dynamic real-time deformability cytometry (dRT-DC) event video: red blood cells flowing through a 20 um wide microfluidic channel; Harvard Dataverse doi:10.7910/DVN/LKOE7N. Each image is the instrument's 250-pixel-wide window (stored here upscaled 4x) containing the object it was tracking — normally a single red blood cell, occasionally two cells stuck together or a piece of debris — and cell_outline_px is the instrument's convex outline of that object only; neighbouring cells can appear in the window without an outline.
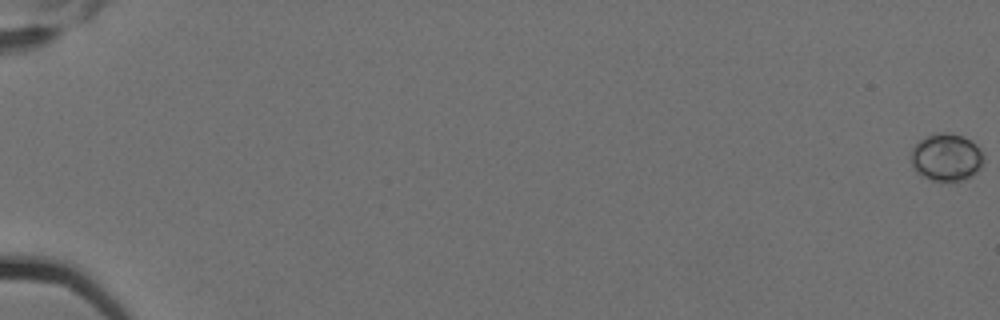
{"species": "Egyptian fruit bat (a non-hibernating species)", "species_latin": "Rousettus aegyptiacus", "temperature_condition": "cold", "stored_images_in_passage": 7, "camera_frame_rate_fps": 3000, "um_per_image_px": 0.085, "animal": {"sex": "female"}, "frame": {"image": 1, "passage_image": 1, "time_ms": 0.0, "image_size_px": [1000, 320], "cell_outline_px": [[984, 160], [980, 168], [972, 176], [964, 180], [932, 180], [916, 172], [912, 164], [912, 148], [920, 140], [928, 136], [940, 132], [944, 132], [964, 136], [972, 140], [984, 152]], "centroid_in_image_um": [80.49, 13.35], "position_along_channel_um": 4.5, "area_um2": 20.06}}